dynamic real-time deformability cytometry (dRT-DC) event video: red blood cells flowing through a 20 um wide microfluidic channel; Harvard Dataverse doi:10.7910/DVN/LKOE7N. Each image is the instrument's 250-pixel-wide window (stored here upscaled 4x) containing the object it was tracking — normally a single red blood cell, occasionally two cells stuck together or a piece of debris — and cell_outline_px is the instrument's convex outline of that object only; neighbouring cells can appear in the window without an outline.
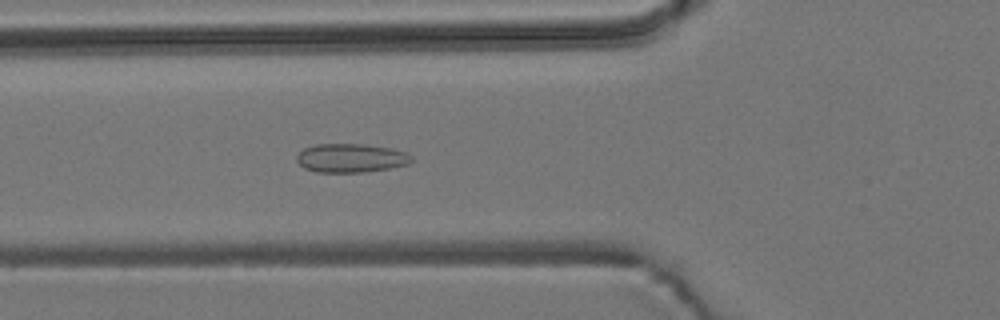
{"species": "common noctule bat (a hibernating species)", "species_latin": "Nyctalus noctula", "temperature_condition": "room temperature", "stored_images_in_passage": 54, "camera_frame_rate_fps": 3000, "um_per_image_px": 0.085, "animal": {"sex": "male", "body_mass_g": 19.2, "forearm_length_mm": 51.8}, "frame": {"image": 1, "passage_image": 19, "time_ms": 6.0, "image_size_px": [1000, 320], "cell_outline_px": [[412, 160], [408, 164], [388, 168], [364, 172], [316, 172], [304, 168], [296, 160], [296, 156], [304, 148], [316, 144], [364, 144], [392, 148], [408, 152], [412, 156]], "centroid_in_image_um": [29.83, 13.42], "position_along_channel_um": 96.0, "area_um2": 19.31}}
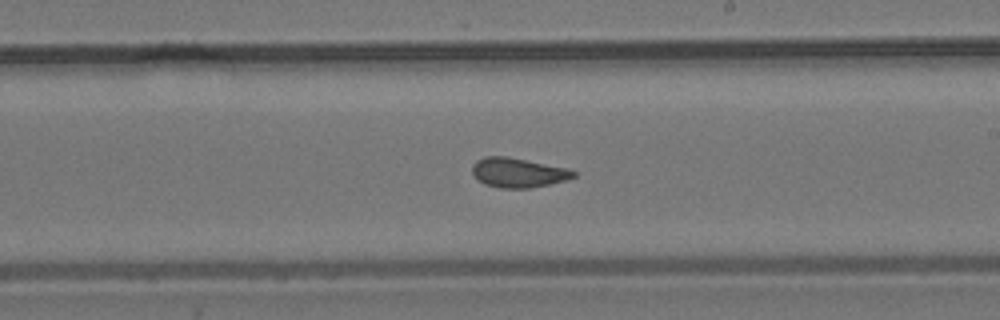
{"frame": {"image": 2, "passage_image": 31, "time_ms": 10.0, "image_size_px": [1000, 320], "cell_outline_px": [[576, 176], [568, 180], [528, 188], [500, 188], [484, 184], [476, 180], [472, 172], [472, 164], [476, 160], [484, 156], [508, 156], [568, 168], [576, 172]], "centroid_in_image_um": [44.01, 14.67], "position_along_channel_um": 245.0, "area_um2": 17.69}}
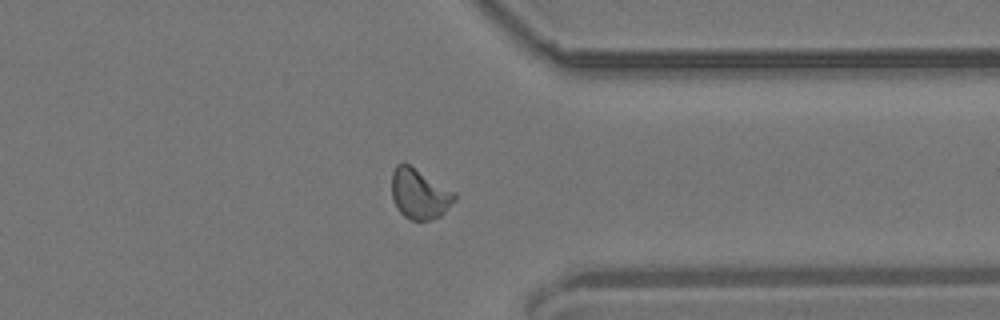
{"frame": {"image": 3, "passage_image": 42, "time_ms": 13.667, "image_size_px": [1000, 320], "cell_outline_px": [[456, 200], [440, 216], [428, 220], [412, 220], [404, 216], [396, 208], [392, 196], [392, 172], [396, 164], [404, 160], [456, 192]], "centroid_in_image_um": [35.65, 16.43], "position_along_channel_um": 375.8, "area_um2": 18.73}, "authors_computed_cell_mechanics": {"area_um2": 17.8891, "velocity_mm_per_s": 3.7157, "shape_relaxation_time_tau1_ms": null, "shape_relaxation_time_tau2_ms": 1.1008, "deformation_change_tau1": null, "deformation_change_tau2": 0.0598}}